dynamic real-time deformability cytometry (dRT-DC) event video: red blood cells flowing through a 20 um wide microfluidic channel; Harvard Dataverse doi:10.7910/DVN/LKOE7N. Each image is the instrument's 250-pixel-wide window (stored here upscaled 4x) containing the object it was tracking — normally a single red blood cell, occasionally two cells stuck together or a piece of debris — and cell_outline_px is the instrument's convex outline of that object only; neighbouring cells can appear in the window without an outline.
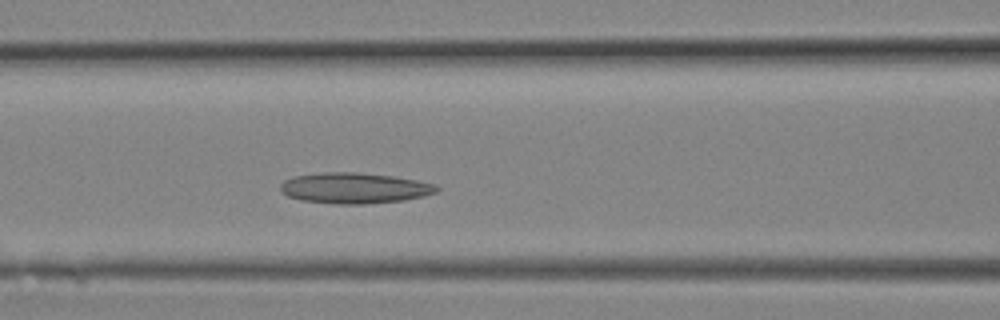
{"species": "Egyptian fruit bat (a non-hibernating species)", "species_latin": "Rousettus aegyptiacus", "temperature_condition": "room temperature", "stored_images_in_passage": 7, "camera_frame_rate_fps": 3000, "um_per_image_px": 0.085, "animal": {"sex": "female"}, "frame": {"image": 1, "passage_image": 7, "time_ms": 2.0, "image_size_px": [1000, 320], "cell_outline_px": [[440, 188], [436, 192], [424, 196], [404, 200], [364, 204], [336, 204], [300, 200], [288, 196], [280, 192], [280, 184], [284, 180], [296, 176], [324, 172], [356, 172], [392, 176], [416, 180], [436, 184]], "centroid_in_image_um": [30.12, 15.99], "position_along_channel_um": 136.5, "area_um2": 28.03}}